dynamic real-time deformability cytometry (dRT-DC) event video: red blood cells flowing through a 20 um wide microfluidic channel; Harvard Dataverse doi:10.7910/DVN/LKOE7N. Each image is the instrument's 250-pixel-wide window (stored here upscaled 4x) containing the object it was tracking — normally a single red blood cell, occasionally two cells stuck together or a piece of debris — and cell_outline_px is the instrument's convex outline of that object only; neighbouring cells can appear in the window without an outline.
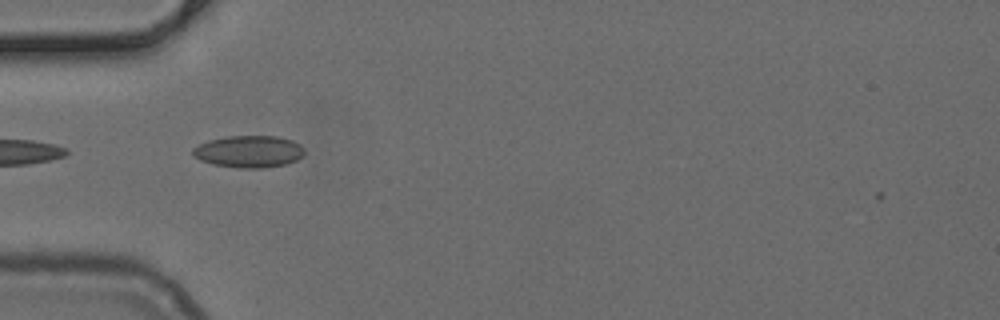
{"species": "common noctule bat (a hibernating species)", "species_latin": "Nyctalus noctula", "temperature_condition": "cold", "stored_images_in_passage": 11, "camera_frame_rate_fps": 3000, "um_per_image_px": 0.085, "animal": {"sex": "female", "body_mass_g": 24.6, "forearm_length_mm": 56.2}, "frame": {"image": 1, "passage_image": 4, "time_ms": 1.0, "image_size_px": [1000, 320], "cell_outline_px": [[304, 156], [296, 160], [284, 164], [264, 168], [240, 168], [212, 164], [200, 160], [192, 156], [192, 148], [208, 140], [224, 136], [280, 136], [292, 140], [300, 144], [304, 148]], "centroid_in_image_um": [21.15, 12.87], "position_along_channel_um": 63.9, "area_um2": 21.04}}